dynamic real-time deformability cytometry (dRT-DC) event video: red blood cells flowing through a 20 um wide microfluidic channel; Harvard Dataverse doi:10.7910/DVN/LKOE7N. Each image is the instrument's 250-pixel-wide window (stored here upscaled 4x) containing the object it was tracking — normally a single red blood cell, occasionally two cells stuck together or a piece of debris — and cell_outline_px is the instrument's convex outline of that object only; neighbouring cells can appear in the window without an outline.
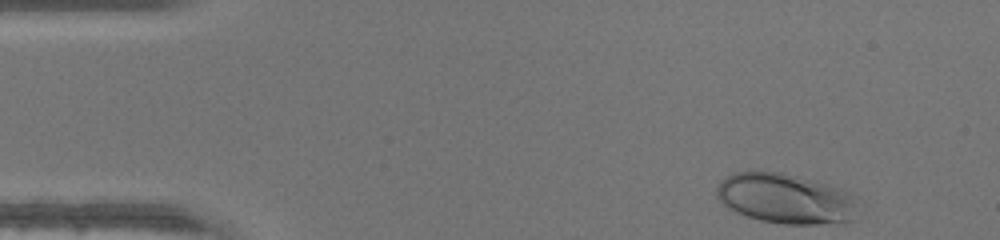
{"species": "human", "species_latin": "Homo sapiens", "temperature_condition": "warm", "stored_images_in_passage": 11, "camera_frame_rate_fps": 3000, "um_per_image_px": 0.085, "donor": {"sex": "male"}, "frame": {"image": 1, "passage_image": 1, "time_ms": 0.0, "image_size_px": [1000, 240], "cell_outline_px": [[860, 216], [844, 224], [784, 224], [760, 220], [736, 212], [728, 208], [716, 196], [716, 188], [720, 180], [732, 172], [784, 172], [824, 184], [848, 192], [856, 196]], "centroid_in_image_um": [66.83, 16.91], "position_along_channel_um": 18.2, "area_um2": 41.73}}